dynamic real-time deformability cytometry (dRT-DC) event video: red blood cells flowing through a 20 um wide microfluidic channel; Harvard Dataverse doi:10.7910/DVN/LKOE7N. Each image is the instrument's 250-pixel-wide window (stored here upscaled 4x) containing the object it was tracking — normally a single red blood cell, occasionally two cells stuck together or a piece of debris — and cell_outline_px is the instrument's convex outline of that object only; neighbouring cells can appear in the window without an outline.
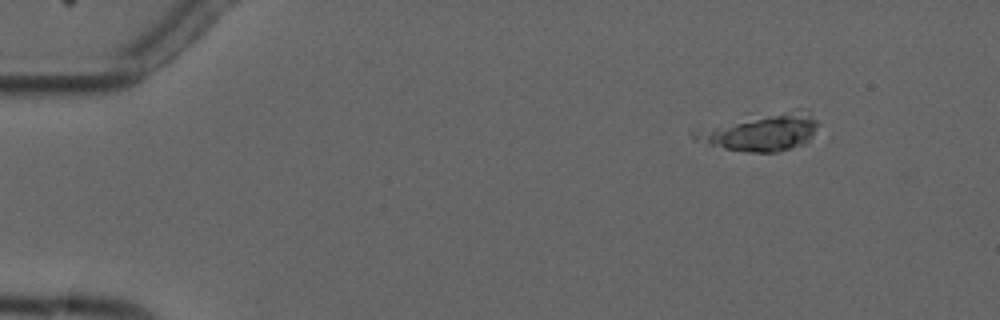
{"species": "common noctule bat (a hibernating species)", "species_latin": "Nyctalus noctula", "temperature_condition": "cold", "stored_images_in_passage": 5, "camera_frame_rate_fps": 3000, "um_per_image_px": 0.085, "animal": {"sex": "male", "forearm_length_mm": 52.5}, "frame": {"image": 1, "passage_image": 2, "time_ms": 1.333, "image_size_px": [1000, 320], "cell_outline_px": [[820, 124], [812, 136], [804, 144], [776, 152], [748, 152], [724, 148], [692, 140], [688, 132], [748, 112], [796, 108], [808, 108]], "centroid_in_image_um": [64.64, 11.12], "position_along_channel_um": 20.4, "area_um2": 29.07}}